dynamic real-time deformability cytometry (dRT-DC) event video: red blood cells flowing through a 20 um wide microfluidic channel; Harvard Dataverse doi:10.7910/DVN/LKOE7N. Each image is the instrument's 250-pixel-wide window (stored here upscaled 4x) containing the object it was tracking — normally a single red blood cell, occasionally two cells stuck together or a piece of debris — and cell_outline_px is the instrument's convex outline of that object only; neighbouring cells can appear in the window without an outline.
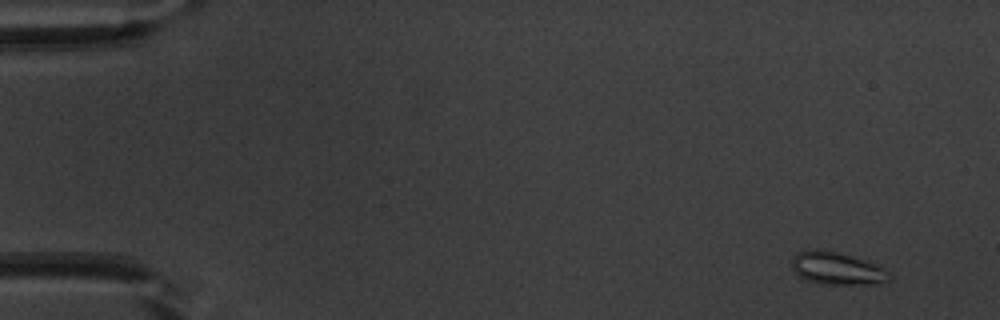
{"species": "common noctule bat (a hibernating species)", "species_latin": "Nyctalus noctula", "temperature_condition": "warm", "stored_images_in_passage": 55, "camera_frame_rate_fps": 3000, "um_per_image_px": 0.085, "animal": {"sex": "male", "body_mass_g": 20.1, "forearm_length_mm": 53.5}, "frame": {"image": 1, "passage_image": 4, "time_ms": 1.0, "image_size_px": [1000, 320], "cell_outline_px": [[892, 280], [872, 284], [820, 284], [808, 280], [800, 276], [792, 268], [792, 256], [796, 252], [816, 248], [836, 252], [868, 260], [876, 264], [888, 272], [892, 276]], "centroid_in_image_um": [71.15, 22.8], "position_along_channel_um": 13.9, "area_um2": 18.61}}
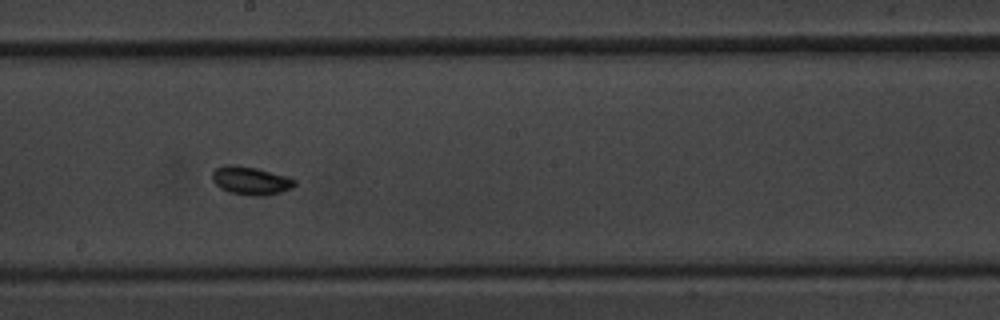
{"frame": {"image": 2, "passage_image": 31, "time_ms": 10.0, "image_size_px": [1000, 320], "cell_outline_px": [[296, 184], [292, 188], [268, 196], [252, 196], [228, 192], [220, 188], [212, 180], [212, 172], [216, 168], [224, 164], [232, 164], [256, 168], [284, 176], [296, 180]], "centroid_in_image_um": [21.28, 15.36], "position_along_channel_um": 226.9, "area_um2": 13.58}}
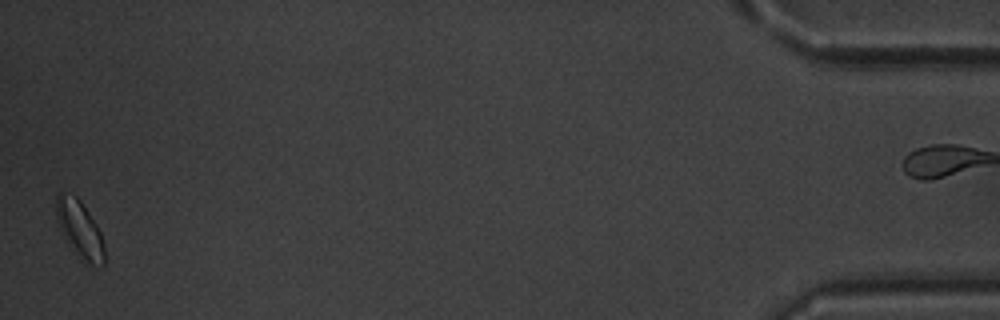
{"frame": {"image": 3, "passage_image": 54, "time_ms": 17.667, "image_size_px": [1000, 320], "cell_outline_px": [[104, 268], [84, 264], [80, 260], [68, 244], [60, 228], [56, 216], [56, 196], [60, 192], [76, 196], [80, 200], [96, 224], [100, 232], [104, 244]], "centroid_in_image_um": [6.8, 19.56], "position_along_channel_um": 428.4, "area_um2": 16.18}}